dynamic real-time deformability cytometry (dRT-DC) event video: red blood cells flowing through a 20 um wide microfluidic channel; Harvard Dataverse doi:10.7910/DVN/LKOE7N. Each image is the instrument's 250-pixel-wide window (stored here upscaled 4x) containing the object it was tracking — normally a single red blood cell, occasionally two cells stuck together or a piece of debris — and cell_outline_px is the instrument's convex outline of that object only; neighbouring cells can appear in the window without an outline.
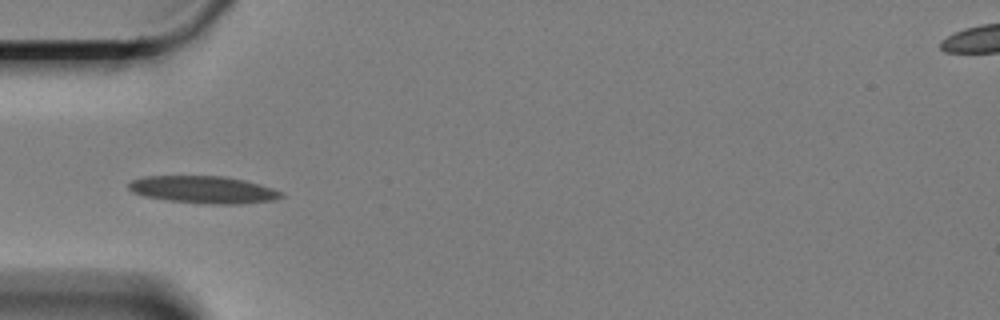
{"species": "Egyptian fruit bat (a non-hibernating species)", "species_latin": "Rousettus aegyptiacus", "temperature_condition": "cold", "stored_images_in_passage": 26, "camera_frame_rate_fps": 3000, "um_per_image_px": 0.085, "animal": {"sex": "female"}, "frame": {"image": 1, "passage_image": 1, "time_ms": 0.0, "image_size_px": [1000, 320], "cell_outline_px": [[284, 196], [276, 200], [240, 204], [204, 204], [168, 200], [144, 196], [132, 192], [128, 188], [128, 184], [132, 180], [144, 176], [224, 176], [244, 180], [260, 184], [272, 188], [280, 192]], "centroid_in_image_um": [17.29, 16.12], "position_along_channel_um": 67.7, "area_um2": 24.33}}
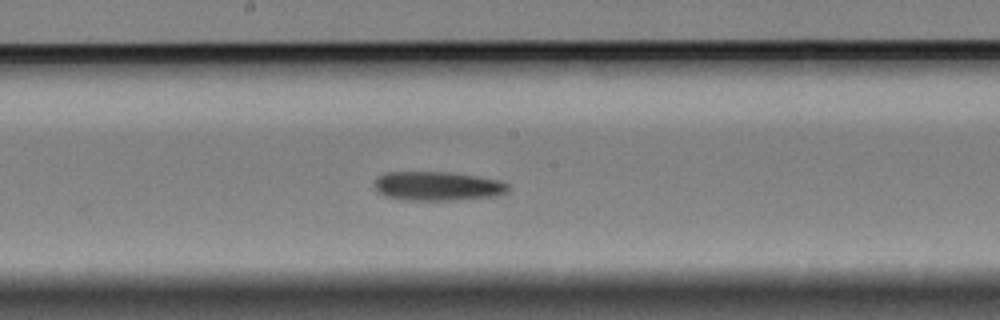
{"frame": {"image": 2, "passage_image": 14, "time_ms": 4.333, "image_size_px": [1000, 320], "cell_outline_px": [[508, 192], [496, 196], [456, 200], [408, 200], [384, 196], [376, 192], [376, 180], [380, 176], [388, 172], [448, 172], [500, 180], [508, 184]], "centroid_in_image_um": [37.21, 15.83], "position_along_channel_um": 211.0, "area_um2": 22.54}}
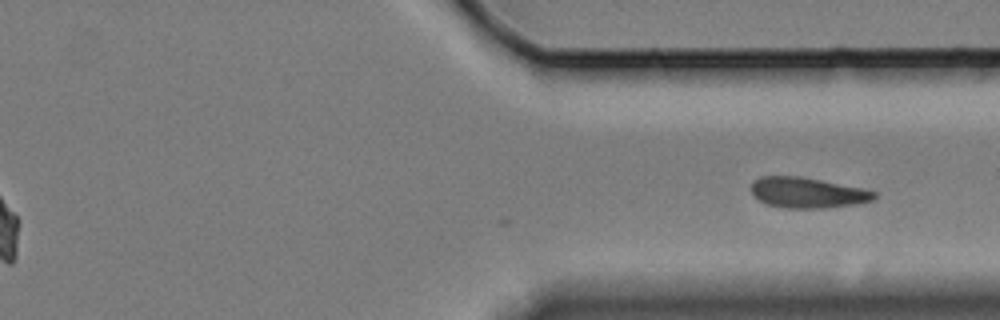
{"frame": {"image": 3, "passage_image": 26, "time_ms": 8.333, "image_size_px": [1000, 320], "cell_outline_px": [[876, 196], [872, 200], [856, 204], [824, 208], [784, 208], [764, 204], [752, 196], [752, 184], [760, 176], [800, 176], [860, 188], [876, 192]], "centroid_in_image_um": [68.58, 16.39], "position_along_channel_um": 342.8, "area_um2": 21.79}}